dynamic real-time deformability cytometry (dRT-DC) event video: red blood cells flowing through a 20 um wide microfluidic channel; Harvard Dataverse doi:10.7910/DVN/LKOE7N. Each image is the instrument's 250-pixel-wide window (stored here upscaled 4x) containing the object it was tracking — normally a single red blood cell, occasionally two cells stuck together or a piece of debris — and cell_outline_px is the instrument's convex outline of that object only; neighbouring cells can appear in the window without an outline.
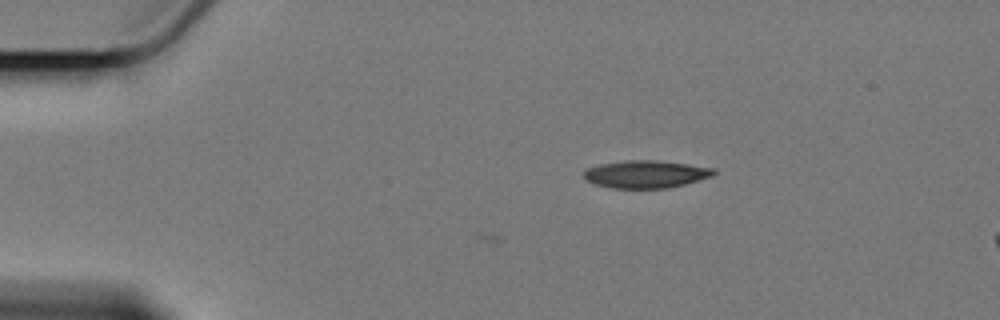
{"species": "Egyptian fruit bat (a non-hibernating species)", "species_latin": "Rousettus aegyptiacus", "temperature_condition": "cold", "stored_images_in_passage": 6, "camera_frame_rate_fps": 3000, "um_per_image_px": 0.085, "animal": {"sex": "female"}, "frame": {"image": 1, "passage_image": 6, "time_ms": 1.667, "image_size_px": [1000, 320], "cell_outline_px": [[716, 172], [712, 176], [684, 184], [668, 188], [608, 188], [584, 180], [584, 172], [588, 168], [600, 164], [628, 160], [656, 160], [688, 164], [716, 168]], "centroid_in_image_um": [54.9, 14.8], "position_along_channel_um": 30.1, "area_um2": 20.87}}